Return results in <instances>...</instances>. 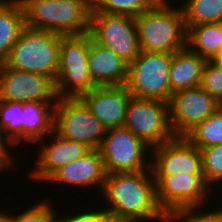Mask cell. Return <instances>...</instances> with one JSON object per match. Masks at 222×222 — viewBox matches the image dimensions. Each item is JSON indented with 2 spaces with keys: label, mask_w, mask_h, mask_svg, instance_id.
Masks as SVG:
<instances>
[{
  "label": "cell",
  "mask_w": 222,
  "mask_h": 222,
  "mask_svg": "<svg viewBox=\"0 0 222 222\" xmlns=\"http://www.w3.org/2000/svg\"><path fill=\"white\" fill-rule=\"evenodd\" d=\"M105 210L115 222H165L156 199L152 170L106 174L102 190ZM106 204H108L106 206Z\"/></svg>",
  "instance_id": "obj_1"
},
{
  "label": "cell",
  "mask_w": 222,
  "mask_h": 222,
  "mask_svg": "<svg viewBox=\"0 0 222 222\" xmlns=\"http://www.w3.org/2000/svg\"><path fill=\"white\" fill-rule=\"evenodd\" d=\"M171 3L159 0L152 8L135 17L141 51L173 54L186 48L187 29L182 9Z\"/></svg>",
  "instance_id": "obj_2"
},
{
  "label": "cell",
  "mask_w": 222,
  "mask_h": 222,
  "mask_svg": "<svg viewBox=\"0 0 222 222\" xmlns=\"http://www.w3.org/2000/svg\"><path fill=\"white\" fill-rule=\"evenodd\" d=\"M25 26L61 36L90 31V0H20Z\"/></svg>",
  "instance_id": "obj_3"
},
{
  "label": "cell",
  "mask_w": 222,
  "mask_h": 222,
  "mask_svg": "<svg viewBox=\"0 0 222 222\" xmlns=\"http://www.w3.org/2000/svg\"><path fill=\"white\" fill-rule=\"evenodd\" d=\"M60 53V35L25 27L9 56L7 68L44 75L56 82Z\"/></svg>",
  "instance_id": "obj_4"
},
{
  "label": "cell",
  "mask_w": 222,
  "mask_h": 222,
  "mask_svg": "<svg viewBox=\"0 0 222 222\" xmlns=\"http://www.w3.org/2000/svg\"><path fill=\"white\" fill-rule=\"evenodd\" d=\"M90 33L60 35L59 66L55 82L58 98H79L93 90L88 68Z\"/></svg>",
  "instance_id": "obj_5"
},
{
  "label": "cell",
  "mask_w": 222,
  "mask_h": 222,
  "mask_svg": "<svg viewBox=\"0 0 222 222\" xmlns=\"http://www.w3.org/2000/svg\"><path fill=\"white\" fill-rule=\"evenodd\" d=\"M171 60L170 53L140 51L128 64L125 86L131 96L168 103L172 96L169 84Z\"/></svg>",
  "instance_id": "obj_6"
},
{
  "label": "cell",
  "mask_w": 222,
  "mask_h": 222,
  "mask_svg": "<svg viewBox=\"0 0 222 222\" xmlns=\"http://www.w3.org/2000/svg\"><path fill=\"white\" fill-rule=\"evenodd\" d=\"M106 130L80 98L57 99L53 114V131L57 135L99 149Z\"/></svg>",
  "instance_id": "obj_7"
},
{
  "label": "cell",
  "mask_w": 222,
  "mask_h": 222,
  "mask_svg": "<svg viewBox=\"0 0 222 222\" xmlns=\"http://www.w3.org/2000/svg\"><path fill=\"white\" fill-rule=\"evenodd\" d=\"M151 150L152 148L123 126L107 129L99 147L106 174L151 169L148 156L151 155Z\"/></svg>",
  "instance_id": "obj_8"
},
{
  "label": "cell",
  "mask_w": 222,
  "mask_h": 222,
  "mask_svg": "<svg viewBox=\"0 0 222 222\" xmlns=\"http://www.w3.org/2000/svg\"><path fill=\"white\" fill-rule=\"evenodd\" d=\"M123 127L129 129L150 148L172 140L169 103L157 99L131 96Z\"/></svg>",
  "instance_id": "obj_9"
},
{
  "label": "cell",
  "mask_w": 222,
  "mask_h": 222,
  "mask_svg": "<svg viewBox=\"0 0 222 222\" xmlns=\"http://www.w3.org/2000/svg\"><path fill=\"white\" fill-rule=\"evenodd\" d=\"M89 33L95 42L109 48L128 64L141 51L133 16L90 12Z\"/></svg>",
  "instance_id": "obj_10"
},
{
  "label": "cell",
  "mask_w": 222,
  "mask_h": 222,
  "mask_svg": "<svg viewBox=\"0 0 222 222\" xmlns=\"http://www.w3.org/2000/svg\"><path fill=\"white\" fill-rule=\"evenodd\" d=\"M156 199L162 211H171L184 207L204 206L209 203L213 192L204 181L203 175H153ZM211 192V193H210ZM210 193V194H209ZM209 195V196H208Z\"/></svg>",
  "instance_id": "obj_11"
},
{
  "label": "cell",
  "mask_w": 222,
  "mask_h": 222,
  "mask_svg": "<svg viewBox=\"0 0 222 222\" xmlns=\"http://www.w3.org/2000/svg\"><path fill=\"white\" fill-rule=\"evenodd\" d=\"M169 123L175 136H185L198 123L215 113L222 104L199 86L172 93Z\"/></svg>",
  "instance_id": "obj_12"
},
{
  "label": "cell",
  "mask_w": 222,
  "mask_h": 222,
  "mask_svg": "<svg viewBox=\"0 0 222 222\" xmlns=\"http://www.w3.org/2000/svg\"><path fill=\"white\" fill-rule=\"evenodd\" d=\"M57 99L55 83L50 78L0 64V100L57 102Z\"/></svg>",
  "instance_id": "obj_13"
},
{
  "label": "cell",
  "mask_w": 222,
  "mask_h": 222,
  "mask_svg": "<svg viewBox=\"0 0 222 222\" xmlns=\"http://www.w3.org/2000/svg\"><path fill=\"white\" fill-rule=\"evenodd\" d=\"M151 154L153 175H203L201 151L185 136H175L152 148Z\"/></svg>",
  "instance_id": "obj_14"
},
{
  "label": "cell",
  "mask_w": 222,
  "mask_h": 222,
  "mask_svg": "<svg viewBox=\"0 0 222 222\" xmlns=\"http://www.w3.org/2000/svg\"><path fill=\"white\" fill-rule=\"evenodd\" d=\"M52 135V136H51ZM47 137L36 142L39 147V152H35V165L29 174L34 181L44 183L47 181L58 169L65 165L72 163L87 154L91 149L83 143L65 139L57 135L54 131ZM45 140V141H44ZM48 142H47V141ZM51 141V142H50ZM50 142V143H49ZM46 143V144H45Z\"/></svg>",
  "instance_id": "obj_15"
},
{
  "label": "cell",
  "mask_w": 222,
  "mask_h": 222,
  "mask_svg": "<svg viewBox=\"0 0 222 222\" xmlns=\"http://www.w3.org/2000/svg\"><path fill=\"white\" fill-rule=\"evenodd\" d=\"M106 129L122 127L131 99L125 85L96 86L79 97Z\"/></svg>",
  "instance_id": "obj_16"
},
{
  "label": "cell",
  "mask_w": 222,
  "mask_h": 222,
  "mask_svg": "<svg viewBox=\"0 0 222 222\" xmlns=\"http://www.w3.org/2000/svg\"><path fill=\"white\" fill-rule=\"evenodd\" d=\"M106 171L99 149H91L78 160L58 169L46 183H60L71 188H95L102 190Z\"/></svg>",
  "instance_id": "obj_17"
},
{
  "label": "cell",
  "mask_w": 222,
  "mask_h": 222,
  "mask_svg": "<svg viewBox=\"0 0 222 222\" xmlns=\"http://www.w3.org/2000/svg\"><path fill=\"white\" fill-rule=\"evenodd\" d=\"M87 63L90 77L96 86L126 84L128 63L109 48L95 42L91 35Z\"/></svg>",
  "instance_id": "obj_18"
},
{
  "label": "cell",
  "mask_w": 222,
  "mask_h": 222,
  "mask_svg": "<svg viewBox=\"0 0 222 222\" xmlns=\"http://www.w3.org/2000/svg\"><path fill=\"white\" fill-rule=\"evenodd\" d=\"M208 61L187 47L172 54L169 84L172 93L199 86L203 69Z\"/></svg>",
  "instance_id": "obj_19"
},
{
  "label": "cell",
  "mask_w": 222,
  "mask_h": 222,
  "mask_svg": "<svg viewBox=\"0 0 222 222\" xmlns=\"http://www.w3.org/2000/svg\"><path fill=\"white\" fill-rule=\"evenodd\" d=\"M56 102H23V143L35 146L53 131Z\"/></svg>",
  "instance_id": "obj_20"
},
{
  "label": "cell",
  "mask_w": 222,
  "mask_h": 222,
  "mask_svg": "<svg viewBox=\"0 0 222 222\" xmlns=\"http://www.w3.org/2000/svg\"><path fill=\"white\" fill-rule=\"evenodd\" d=\"M25 27L20 0H0V64L7 59Z\"/></svg>",
  "instance_id": "obj_21"
},
{
  "label": "cell",
  "mask_w": 222,
  "mask_h": 222,
  "mask_svg": "<svg viewBox=\"0 0 222 222\" xmlns=\"http://www.w3.org/2000/svg\"><path fill=\"white\" fill-rule=\"evenodd\" d=\"M222 45V22L204 23L187 28L186 47L211 61Z\"/></svg>",
  "instance_id": "obj_22"
},
{
  "label": "cell",
  "mask_w": 222,
  "mask_h": 222,
  "mask_svg": "<svg viewBox=\"0 0 222 222\" xmlns=\"http://www.w3.org/2000/svg\"><path fill=\"white\" fill-rule=\"evenodd\" d=\"M181 4L186 29L204 23L222 22V0H181Z\"/></svg>",
  "instance_id": "obj_23"
},
{
  "label": "cell",
  "mask_w": 222,
  "mask_h": 222,
  "mask_svg": "<svg viewBox=\"0 0 222 222\" xmlns=\"http://www.w3.org/2000/svg\"><path fill=\"white\" fill-rule=\"evenodd\" d=\"M23 102L0 100V130L14 148L23 142ZM16 146V147H15Z\"/></svg>",
  "instance_id": "obj_24"
},
{
  "label": "cell",
  "mask_w": 222,
  "mask_h": 222,
  "mask_svg": "<svg viewBox=\"0 0 222 222\" xmlns=\"http://www.w3.org/2000/svg\"><path fill=\"white\" fill-rule=\"evenodd\" d=\"M185 137L199 149L222 144V106L198 123Z\"/></svg>",
  "instance_id": "obj_25"
},
{
  "label": "cell",
  "mask_w": 222,
  "mask_h": 222,
  "mask_svg": "<svg viewBox=\"0 0 222 222\" xmlns=\"http://www.w3.org/2000/svg\"><path fill=\"white\" fill-rule=\"evenodd\" d=\"M159 0H90L91 12L136 17L152 8Z\"/></svg>",
  "instance_id": "obj_26"
},
{
  "label": "cell",
  "mask_w": 222,
  "mask_h": 222,
  "mask_svg": "<svg viewBox=\"0 0 222 222\" xmlns=\"http://www.w3.org/2000/svg\"><path fill=\"white\" fill-rule=\"evenodd\" d=\"M200 151L204 181L209 187L218 188L219 191L220 186H222V144L202 148Z\"/></svg>",
  "instance_id": "obj_27"
},
{
  "label": "cell",
  "mask_w": 222,
  "mask_h": 222,
  "mask_svg": "<svg viewBox=\"0 0 222 222\" xmlns=\"http://www.w3.org/2000/svg\"><path fill=\"white\" fill-rule=\"evenodd\" d=\"M206 208L205 205L200 207H184L171 211L166 214L165 222H222V208H212L213 210H207Z\"/></svg>",
  "instance_id": "obj_28"
},
{
  "label": "cell",
  "mask_w": 222,
  "mask_h": 222,
  "mask_svg": "<svg viewBox=\"0 0 222 222\" xmlns=\"http://www.w3.org/2000/svg\"><path fill=\"white\" fill-rule=\"evenodd\" d=\"M49 200H40L37 203L29 206L28 209L19 211L18 214H10L8 222H54L55 208ZM21 212V213H20Z\"/></svg>",
  "instance_id": "obj_29"
},
{
  "label": "cell",
  "mask_w": 222,
  "mask_h": 222,
  "mask_svg": "<svg viewBox=\"0 0 222 222\" xmlns=\"http://www.w3.org/2000/svg\"><path fill=\"white\" fill-rule=\"evenodd\" d=\"M199 87L222 104V67L208 61L203 69Z\"/></svg>",
  "instance_id": "obj_30"
},
{
  "label": "cell",
  "mask_w": 222,
  "mask_h": 222,
  "mask_svg": "<svg viewBox=\"0 0 222 222\" xmlns=\"http://www.w3.org/2000/svg\"><path fill=\"white\" fill-rule=\"evenodd\" d=\"M100 208L101 209L97 210L95 208L91 210L85 208L81 209L80 211L82 212L79 211V213L78 210H76V214H74V212H72V214L69 213L67 216L61 214L62 217L58 216L57 211H55L54 222H115L113 217L105 210V208H102V205Z\"/></svg>",
  "instance_id": "obj_31"
},
{
  "label": "cell",
  "mask_w": 222,
  "mask_h": 222,
  "mask_svg": "<svg viewBox=\"0 0 222 222\" xmlns=\"http://www.w3.org/2000/svg\"><path fill=\"white\" fill-rule=\"evenodd\" d=\"M10 146L11 145L8 143V141L2 136L0 130V157L11 167V169H13L15 168V164L18 163L15 161L19 159H16L17 157L12 155V149L9 150L11 148Z\"/></svg>",
  "instance_id": "obj_32"
},
{
  "label": "cell",
  "mask_w": 222,
  "mask_h": 222,
  "mask_svg": "<svg viewBox=\"0 0 222 222\" xmlns=\"http://www.w3.org/2000/svg\"><path fill=\"white\" fill-rule=\"evenodd\" d=\"M214 64L222 67V45L217 53V55L211 60Z\"/></svg>",
  "instance_id": "obj_33"
},
{
  "label": "cell",
  "mask_w": 222,
  "mask_h": 222,
  "mask_svg": "<svg viewBox=\"0 0 222 222\" xmlns=\"http://www.w3.org/2000/svg\"><path fill=\"white\" fill-rule=\"evenodd\" d=\"M8 169H10V166L0 157V175L5 171L7 172Z\"/></svg>",
  "instance_id": "obj_34"
},
{
  "label": "cell",
  "mask_w": 222,
  "mask_h": 222,
  "mask_svg": "<svg viewBox=\"0 0 222 222\" xmlns=\"http://www.w3.org/2000/svg\"><path fill=\"white\" fill-rule=\"evenodd\" d=\"M9 218H10V212L7 211L6 214V212H3V210L0 209V222H8Z\"/></svg>",
  "instance_id": "obj_35"
}]
</instances>
